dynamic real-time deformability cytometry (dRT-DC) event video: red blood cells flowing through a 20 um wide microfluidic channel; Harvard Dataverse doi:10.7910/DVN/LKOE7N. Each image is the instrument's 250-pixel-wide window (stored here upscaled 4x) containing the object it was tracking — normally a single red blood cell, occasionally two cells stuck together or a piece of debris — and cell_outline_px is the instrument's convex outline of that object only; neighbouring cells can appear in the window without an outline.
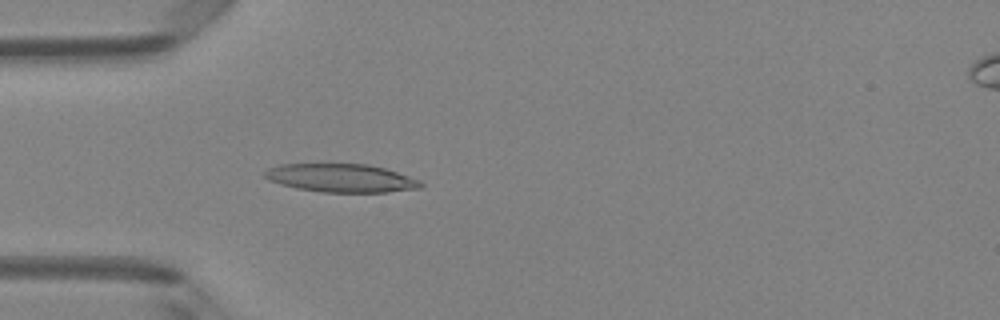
{"species": "Egyptian fruit bat (a non-hibernating species)", "species_latin": "Rousettus aegyptiacus", "temperature_condition": "room temperature", "stored_images_in_passage": 48, "camera_frame_rate_fps": 3000, "um_per_image_px": 0.085, "animal": {"sex": "female"}, "frame": {"image": 1, "passage_image": 14, "time_ms": 4.333, "image_size_px": [1000, 320], "cell_outline_px": [[424, 184], [420, 188], [388, 192], [320, 192], [296, 188], [280, 184], [268, 180], [264, 176], [264, 172], [268, 168], [280, 164], [368, 164], [384, 168], [420, 180]], "centroid_in_image_um": [28.97, 15.13], "position_along_channel_um": 56.0, "area_um2": 25.72}}
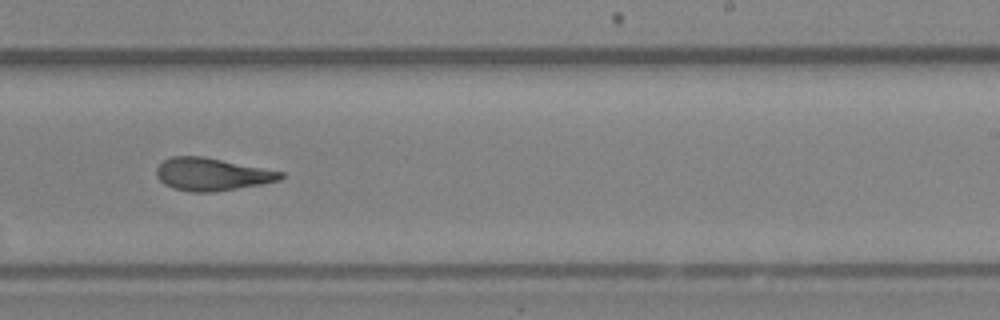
{"frame": {"image": 2, "passage_image": 30, "time_ms": 9.667, "image_size_px": [1000, 320], "cell_outline_px": [[284, 176], [280, 180], [260, 184], [212, 192], [192, 192], [172, 188], [164, 184], [156, 176], [156, 168], [164, 160], [172, 156], [204, 156], [284, 172]], "centroid_in_image_um": [17.98, 14.81], "position_along_channel_um": 271.0, "area_um2": 23.52}}
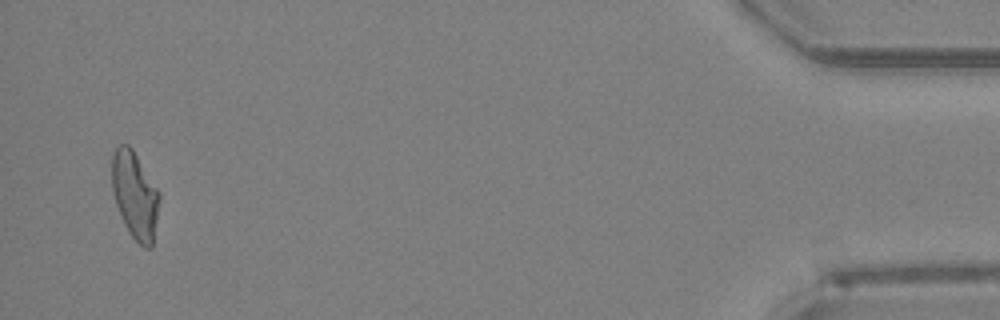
{"frame": {"image": 3, "passage_image": 47, "time_ms": 15.333, "image_size_px": [1000, 320], "cell_outline_px": [[160, 200], [152, 248], [144, 248], [132, 236], [124, 224], [116, 204], [112, 192], [112, 152], [120, 144], [128, 144], [132, 148], [160, 192]], "centroid_in_image_um": [11.47, 16.58], "position_along_channel_um": 423.7, "area_um2": 24.16}, "authors_computed_cell_mechanics": {"area_um2": 24.0737, "velocity_mm_per_s": 4.1465, "shape_relaxation_time_tau1_ms": null, "shape_relaxation_time_tau2_ms": 2.6764, "deformation_change_tau1": null, "deformation_change_tau2": 0.1226}}